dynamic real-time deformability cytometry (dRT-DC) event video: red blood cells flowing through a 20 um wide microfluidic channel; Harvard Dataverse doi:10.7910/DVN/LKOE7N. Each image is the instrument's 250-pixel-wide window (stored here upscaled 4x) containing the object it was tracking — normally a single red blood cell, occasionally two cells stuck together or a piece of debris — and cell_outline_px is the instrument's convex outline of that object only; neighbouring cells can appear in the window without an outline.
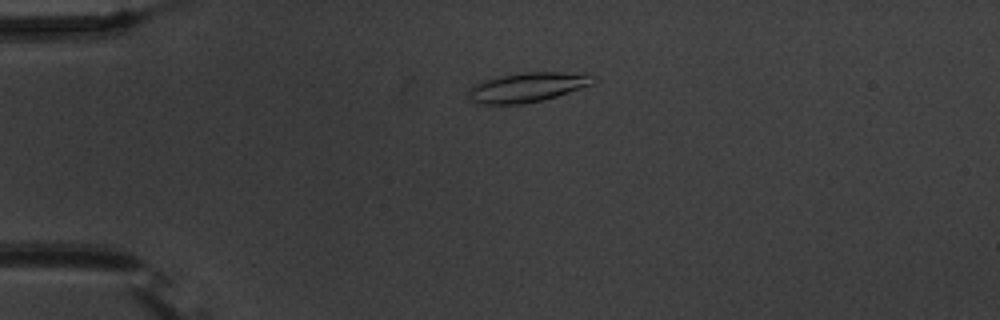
{"species": "common noctule bat (a hibernating species)", "species_latin": "Nyctalus noctula", "temperature_condition": "warm", "stored_images_in_passage": 43, "camera_frame_rate_fps": 3000, "um_per_image_px": 0.085, "animal": {"sex": "male", "body_mass_g": 20.1, "forearm_length_mm": 53.5}, "frame": {"image": 1, "passage_image": 1, "time_ms": 0.0, "image_size_px": [1000, 320], "cell_outline_px": [[596, 80], [592, 84], [544, 100], [520, 104], [476, 104], [468, 96], [468, 88], [472, 84], [484, 80], [500, 76], [524, 72], [560, 72], [592, 76]], "centroid_in_image_um": [44.73, 7.43], "position_along_channel_um": 40.3, "area_um2": 21.27}}
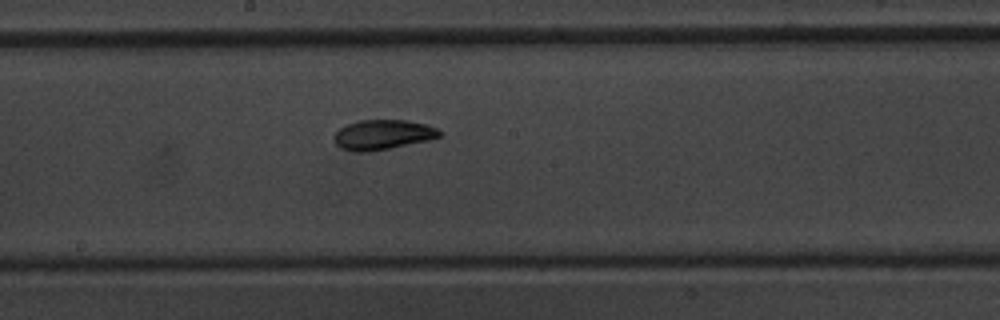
{"frame": {"image": 2, "passage_image": 18, "time_ms": 5.667, "image_size_px": [1000, 320], "cell_outline_px": [[444, 136], [428, 140], [368, 152], [352, 152], [340, 148], [336, 144], [332, 136], [340, 128], [348, 124], [360, 120], [408, 120], [428, 124], [440, 128], [444, 132]], "centroid_in_image_um": [32.59, 11.44], "position_along_channel_um": 215.6, "area_um2": 18.67}}
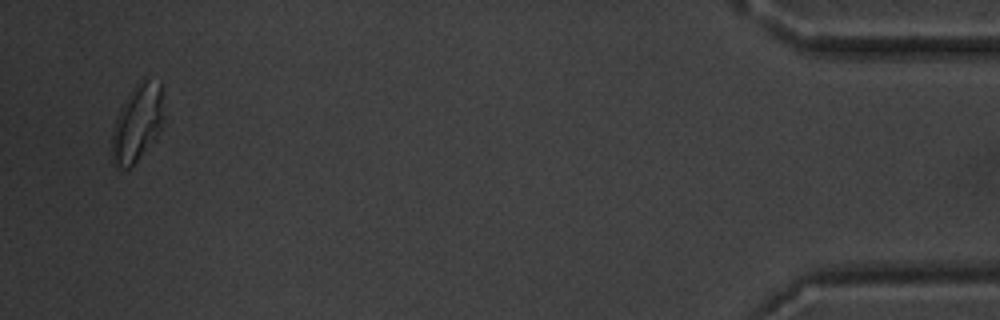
{"frame": {"image": 3, "passage_image": 41, "time_ms": 13.333, "image_size_px": [1000, 320], "cell_outline_px": [[164, 120], [156, 140], [128, 168], [116, 168], [112, 164], [112, 128], [120, 108], [128, 96], [140, 80], [144, 76], [148, 76], [160, 80]], "centroid_in_image_um": [11.69, 10.43], "position_along_channel_um": 423.5, "area_um2": 23.58}, "authors_computed_cell_mechanics": {"area_um2": 18.496, "velocity_mm_per_s": 3.6997, "shape_relaxation_time_tau1_ms": 6.4641, "shape_relaxation_time_tau2_ms": 2.6185, "deformation_change_tau1": 0.1785, "deformation_change_tau2": 0.0684}}